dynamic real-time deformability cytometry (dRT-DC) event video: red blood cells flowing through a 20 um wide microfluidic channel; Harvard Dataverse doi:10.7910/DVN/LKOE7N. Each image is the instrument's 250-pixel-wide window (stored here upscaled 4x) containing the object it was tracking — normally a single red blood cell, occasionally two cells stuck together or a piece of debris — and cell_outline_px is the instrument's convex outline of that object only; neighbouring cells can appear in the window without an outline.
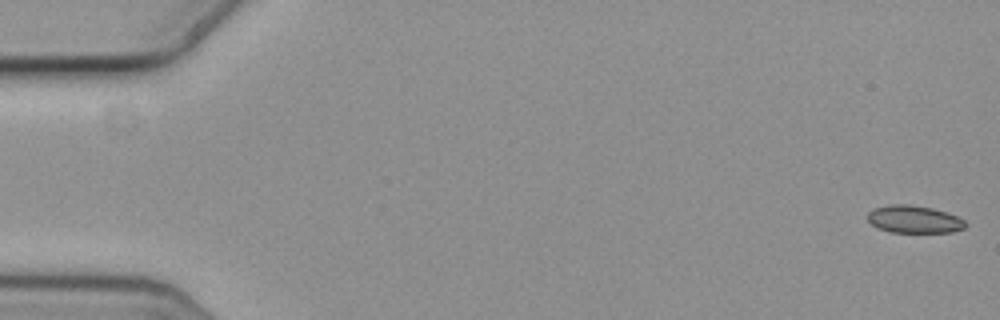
{"species": "common noctule bat (a hibernating species)", "species_latin": "Nyctalus noctula", "temperature_condition": "cold", "stored_images_in_passage": 53, "camera_frame_rate_fps": 3000, "um_per_image_px": 0.085, "animal": {"sex": "female", "body_mass_g": 19.3, "forearm_length_mm": 54.1}, "frame": {"image": 1, "passage_image": 1, "time_ms": 0.0, "image_size_px": [1000, 320], "cell_outline_px": [[968, 224], [964, 228], [952, 232], [888, 232], [876, 228], [868, 220], [868, 212], [876, 208], [892, 204], [908, 204], [932, 208], [956, 216], [964, 220]], "centroid_in_image_um": [77.69, 18.65], "position_along_channel_um": 7.3, "area_um2": 15.61}}
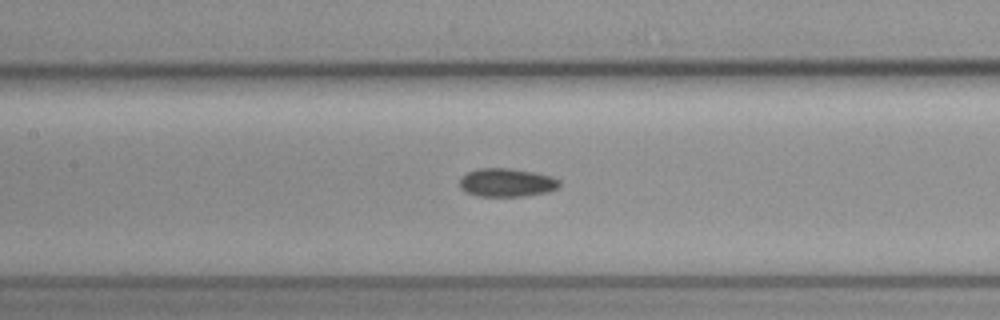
{"frame": {"image": 2, "passage_image": 27, "time_ms": 8.667, "image_size_px": [1000, 320], "cell_outline_px": [[560, 184], [556, 188], [548, 192], [524, 196], [476, 196], [464, 192], [460, 188], [460, 176], [476, 168], [508, 168], [532, 172], [548, 176], [560, 180]], "centroid_in_image_um": [43.0, 15.52], "position_along_channel_um": 164.4, "area_um2": 16.53}}
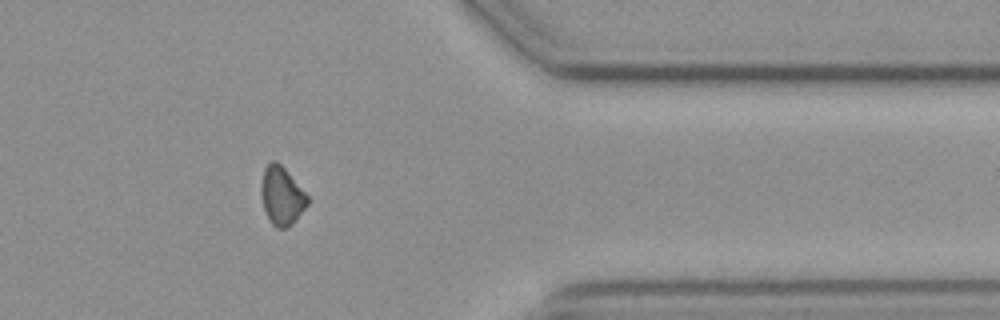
{"frame": {"image": 3, "passage_image": 47, "time_ms": 15.333, "image_size_px": [1000, 320], "cell_outline_px": [[308, 204], [284, 228], [276, 228], [268, 220], [264, 208], [260, 192], [260, 184], [264, 168], [272, 160], [276, 160], [284, 168], [308, 196]], "centroid_in_image_um": [23.89, 16.6], "position_along_channel_um": 387.5, "area_um2": 15.32}}